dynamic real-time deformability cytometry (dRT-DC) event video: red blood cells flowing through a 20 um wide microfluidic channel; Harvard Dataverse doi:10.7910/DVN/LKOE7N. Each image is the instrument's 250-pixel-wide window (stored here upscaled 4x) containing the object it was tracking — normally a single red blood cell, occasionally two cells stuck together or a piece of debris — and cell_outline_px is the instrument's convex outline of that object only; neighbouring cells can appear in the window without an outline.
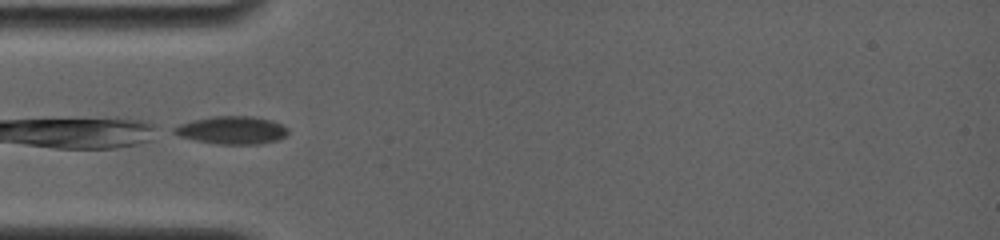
{"species": "common noctule bat (a hibernating species)", "species_latin": "Nyctalus noctula", "temperature_condition": "room temperature", "stored_images_in_passage": 22, "camera_frame_rate_fps": 4000, "um_per_image_px": 0.085, "animal": {"sex": "female", "body_mass_g": 19.0, "forearm_length_mm": 56.7}, "frame": {"image": 1, "passage_image": 1, "time_ms": 0.0, "image_size_px": [1000, 240], "cell_outline_px": [[288, 132], [280, 140], [260, 144], [216, 144], [196, 140], [180, 136], [172, 132], [172, 128], [180, 124], [192, 120], [216, 116], [248, 116], [272, 120], [288, 128]], "centroid_in_image_um": [19.72, 11.07], "position_along_channel_um": 65.3, "area_um2": 18.44}}
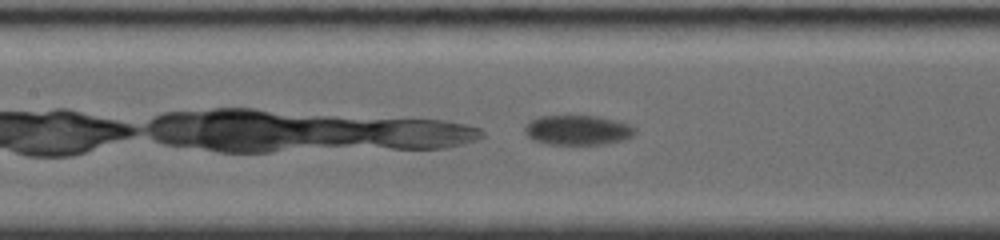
{"frame": {"image": 2, "passage_image": 7, "time_ms": 2.5, "image_size_px": [1000, 240], "cell_outline_px": [[636, 132], [632, 136], [608, 144], [548, 144], [532, 140], [524, 132], [524, 128], [532, 120], [540, 116], [596, 116], [628, 124], [636, 128]], "centroid_in_image_um": [49.09, 11.07], "position_along_channel_um": 158.3, "area_um2": 18.9}}
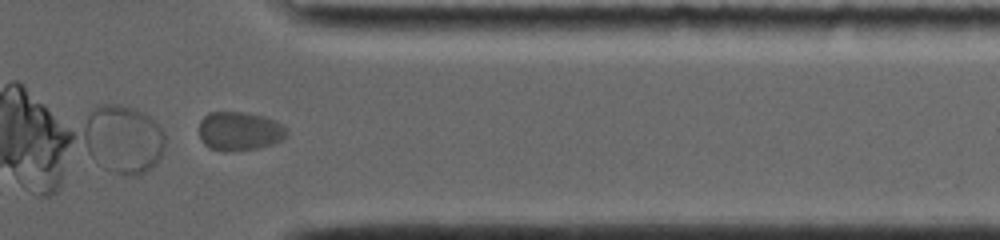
{"frame": {"image": 3, "passage_image": 22, "time_ms": 8.75, "image_size_px": [1000, 240], "cell_outline_px": [[288, 132], [280, 140], [272, 144], [256, 148], [232, 152], [224, 152], [208, 148], [200, 140], [200, 120], [208, 112], [244, 112], [264, 116], [276, 120], [284, 124], [288, 128]], "centroid_in_image_um": [20.35, 11.15], "position_along_channel_um": 391.0, "area_um2": 20.17}, "authors_computed_cell_mechanics": {"area_um2": 18.5249, "velocity_mm_per_s": 3.7209, "shape_relaxation_time_tau1_ms": 9.0956, "shape_relaxation_time_tau2_ms": null, "deformation_change_tau1": 0.1474, "deformation_change_tau2": null}}